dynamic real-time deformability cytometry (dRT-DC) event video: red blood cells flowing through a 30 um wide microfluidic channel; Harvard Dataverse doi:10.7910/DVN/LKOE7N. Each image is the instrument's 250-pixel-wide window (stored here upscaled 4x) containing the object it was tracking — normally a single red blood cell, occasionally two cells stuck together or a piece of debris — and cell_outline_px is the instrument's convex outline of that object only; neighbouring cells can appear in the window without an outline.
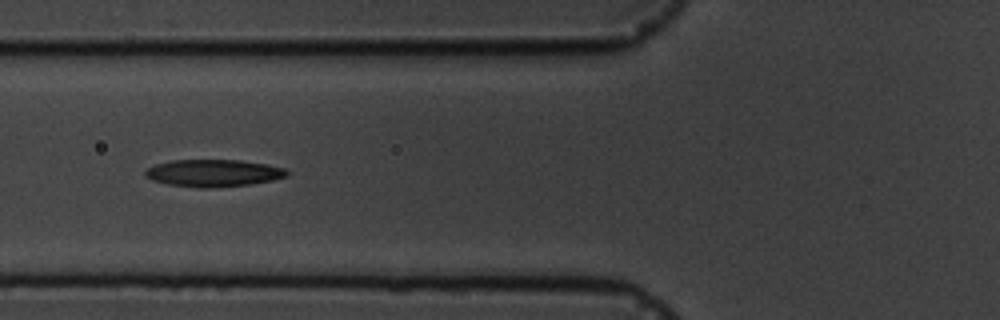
{"species": "common noctule bat (a hibernating species)", "species_latin": "Nyctalus noctula", "temperature_condition": "cold", "stored_images_in_passage": 10, "camera_frame_rate_fps": 3000, "um_per_image_px": 0.085, "animal": {"sex": "male", "body_mass_g": 19.5, "forearm_length_mm": 54.6}, "frame": {"image": 1, "passage_image": 6, "time_ms": 6.667, "image_size_px": [1000, 320], "cell_outline_px": [[288, 176], [272, 180], [248, 184], [212, 188], [200, 188], [168, 184], [152, 180], [144, 176], [144, 172], [148, 168], [156, 164], [172, 160], [240, 160], [268, 164], [284, 168], [288, 172]], "centroid_in_image_um": [18.13, 14.71], "position_along_channel_um": 107.7, "area_um2": 22.43}}
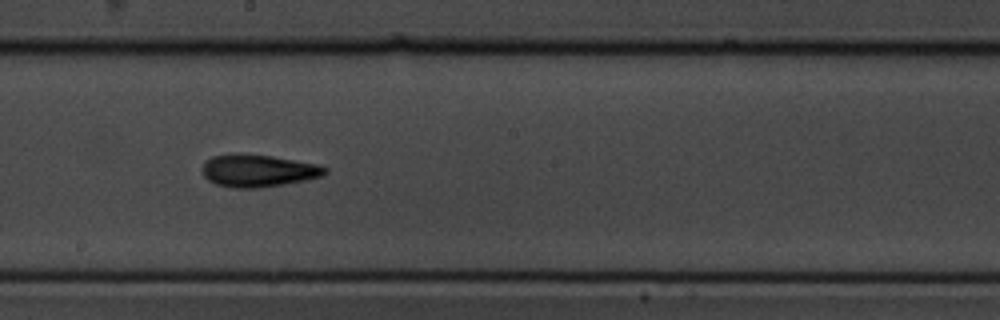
{"frame": {"image": 2, "passage_image": 9, "time_ms": 10.0, "image_size_px": [1000, 320], "cell_outline_px": [[328, 172], [320, 176], [304, 180], [284, 184], [260, 188], [232, 188], [216, 184], [208, 180], [204, 176], [200, 168], [212, 156], [232, 152], [272, 156], [316, 164], [328, 168]], "centroid_in_image_um": [21.89, 14.5], "position_along_channel_um": 226.3, "area_um2": 23.29}}
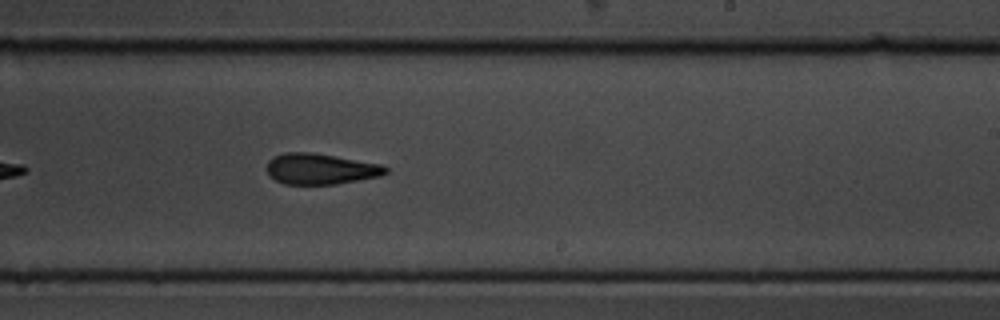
{"frame": {"image": 3, "passage_image": 10, "time_ms": 11.0, "image_size_px": [1000, 320], "cell_outline_px": [[388, 172], [380, 176], [336, 184], [284, 184], [276, 180], [268, 172], [268, 160], [272, 156], [284, 152], [308, 152], [380, 164], [388, 168]], "centroid_in_image_um": [27.23, 14.36], "position_along_channel_um": 261.8, "area_um2": 21.04}}